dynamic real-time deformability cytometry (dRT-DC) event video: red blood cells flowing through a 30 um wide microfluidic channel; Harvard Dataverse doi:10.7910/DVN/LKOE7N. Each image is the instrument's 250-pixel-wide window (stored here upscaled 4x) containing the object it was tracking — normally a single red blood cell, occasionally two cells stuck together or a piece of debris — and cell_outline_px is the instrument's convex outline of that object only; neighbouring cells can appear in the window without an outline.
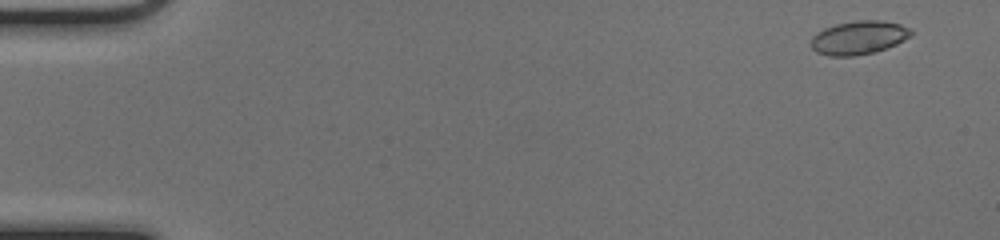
{"species": "common noctule bat (a hibernating species)", "species_latin": "Nyctalus noctula", "temperature_condition": "cold", "stored_images_in_passage": 49, "camera_frame_rate_fps": 3000, "um_per_image_px": 0.085, "animal": {"sex": "female", "body_mass_g": 17.0, "forearm_length_mm": 48.0}, "frame": {"image": 1, "passage_image": 2, "time_ms": 0.333, "image_size_px": [1000, 240], "cell_outline_px": [[912, 36], [896, 44], [872, 52], [856, 56], [828, 56], [816, 52], [808, 44], [812, 36], [816, 32], [824, 28], [836, 24], [856, 20], [880, 20], [900, 24], [908, 28], [912, 32]], "centroid_in_image_um": [72.93, 3.2], "position_along_channel_um": 12.1, "area_um2": 19.65}}
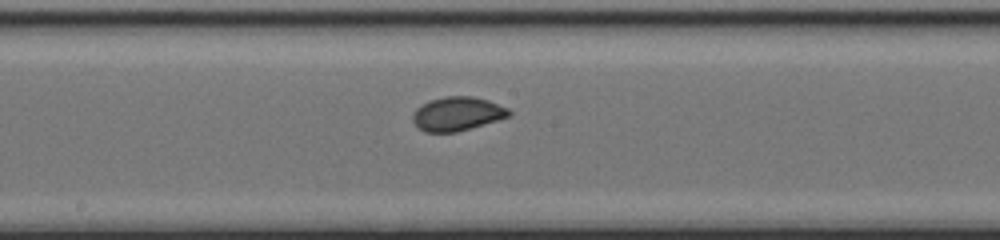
{"frame": {"image": 2, "passage_image": 27, "time_ms": 8.667, "image_size_px": [1000, 240], "cell_outline_px": [[512, 116], [456, 132], [424, 132], [412, 120], [412, 116], [416, 108], [428, 100], [444, 96], [472, 96], [488, 100], [508, 108], [512, 112]], "centroid_in_image_um": [38.88, 9.66], "position_along_channel_um": 209.3, "area_um2": 19.07}}
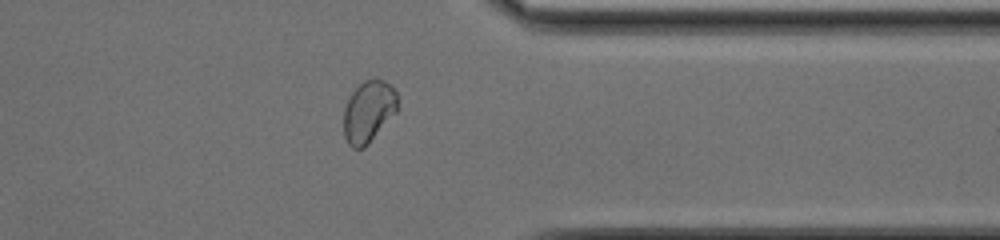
{"frame": {"image": 3, "passage_image": 40, "time_ms": 13.0, "image_size_px": [1000, 240], "cell_outline_px": [[400, 108], [368, 144], [364, 148], [352, 148], [348, 144], [344, 136], [344, 108], [352, 92], [364, 80], [376, 76], [384, 80], [396, 92]], "centroid_in_image_um": [31.34, 9.46], "position_along_channel_um": 380.1, "area_um2": 19.59}}